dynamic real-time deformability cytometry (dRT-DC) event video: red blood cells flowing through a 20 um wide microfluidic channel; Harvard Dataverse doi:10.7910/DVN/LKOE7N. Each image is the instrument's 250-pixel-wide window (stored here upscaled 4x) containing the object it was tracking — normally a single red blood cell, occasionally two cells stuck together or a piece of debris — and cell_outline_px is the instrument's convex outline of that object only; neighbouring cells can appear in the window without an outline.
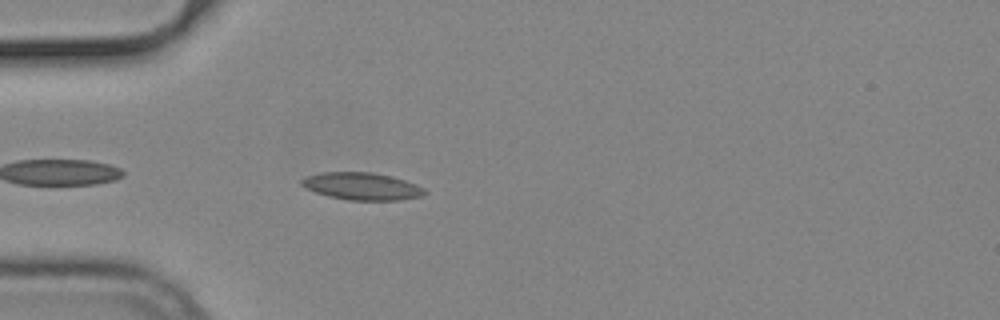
{"species": "common noctule bat (a hibernating species)", "species_latin": "Nyctalus noctula", "temperature_condition": "cold", "stored_images_in_passage": 9, "camera_frame_rate_fps": 3000, "um_per_image_px": 0.085, "animal": {"sex": "male", "body_mass_g": 19.2, "forearm_length_mm": 51.8}, "frame": {"image": 1, "passage_image": 1, "time_ms": 0.0, "image_size_px": [1000, 320], "cell_outline_px": [[428, 192], [420, 196], [400, 200], [348, 200], [328, 196], [304, 188], [300, 184], [300, 180], [304, 176], [324, 172], [372, 172], [392, 176], [416, 184], [424, 188]], "centroid_in_image_um": [30.73, 15.83], "position_along_channel_um": 54.3, "area_um2": 19.71}}
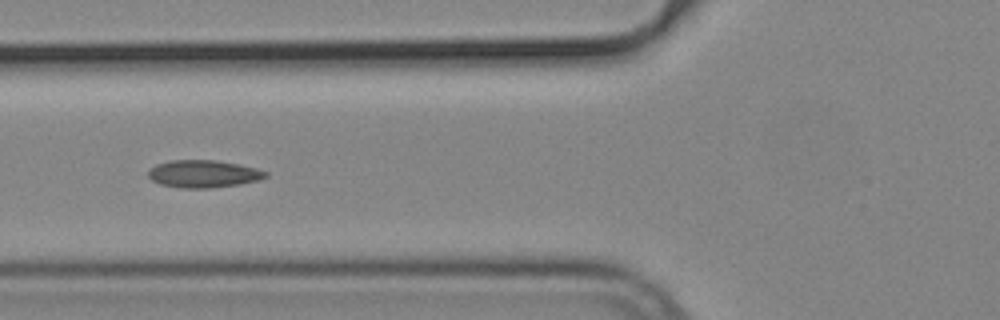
{"frame": {"image": 2, "passage_image": 6, "time_ms": 1.667, "image_size_px": [1000, 320], "cell_outline_px": [[268, 176], [260, 180], [240, 184], [208, 188], [184, 188], [160, 184], [152, 180], [148, 176], [148, 168], [156, 164], [172, 160], [216, 160], [240, 164], [256, 168], [268, 172]], "centroid_in_image_um": [17.3, 14.77], "position_along_channel_um": 108.5, "area_um2": 18.9}}